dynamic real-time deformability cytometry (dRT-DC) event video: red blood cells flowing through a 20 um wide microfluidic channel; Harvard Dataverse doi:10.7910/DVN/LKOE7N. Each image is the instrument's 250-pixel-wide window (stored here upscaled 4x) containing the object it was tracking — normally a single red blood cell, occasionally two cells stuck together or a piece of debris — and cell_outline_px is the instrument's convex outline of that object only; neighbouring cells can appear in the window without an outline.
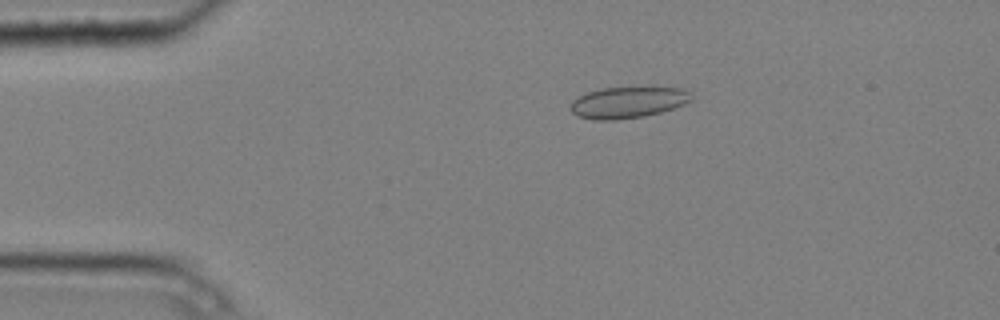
{"species": "common noctule bat (a hibernating species)", "species_latin": "Nyctalus noctula", "temperature_condition": "cold", "stored_images_in_passage": 7, "camera_frame_rate_fps": 3000, "um_per_image_px": 0.085, "animal": {"sex": "male", "body_mass_g": 20.4}, "frame": {"image": 1, "passage_image": 1, "time_ms": 0.0, "image_size_px": [1000, 320], "cell_outline_px": [[692, 100], [684, 104], [660, 112], [644, 116], [616, 120], [592, 120], [576, 116], [568, 108], [572, 100], [588, 92], [600, 88], [652, 84], [684, 88], [692, 92]], "centroid_in_image_um": [53.42, 8.64], "position_along_channel_um": 31.6, "area_um2": 23.29}}
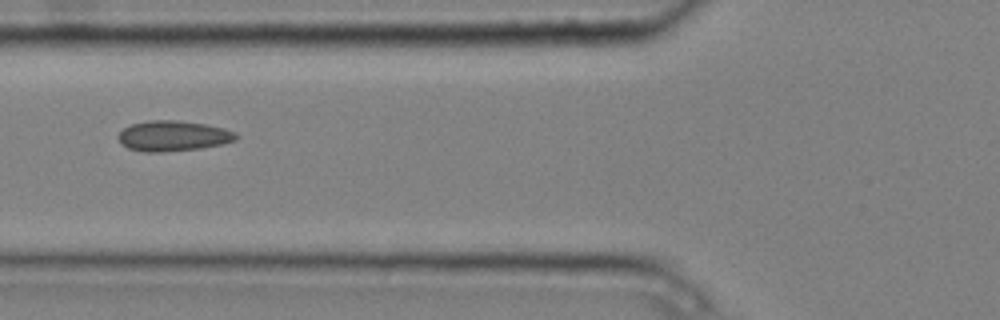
{"frame": {"image": 2, "passage_image": 4, "time_ms": 1.0, "image_size_px": [1000, 320], "cell_outline_px": [[240, 136], [236, 140], [224, 144], [200, 148], [160, 152], [144, 152], [128, 148], [120, 144], [116, 136], [124, 128], [132, 124], [148, 120], [176, 120], [204, 124], [224, 128], [236, 132]], "centroid_in_image_um": [14.72, 11.55], "position_along_channel_um": 111.1, "area_um2": 21.04}}
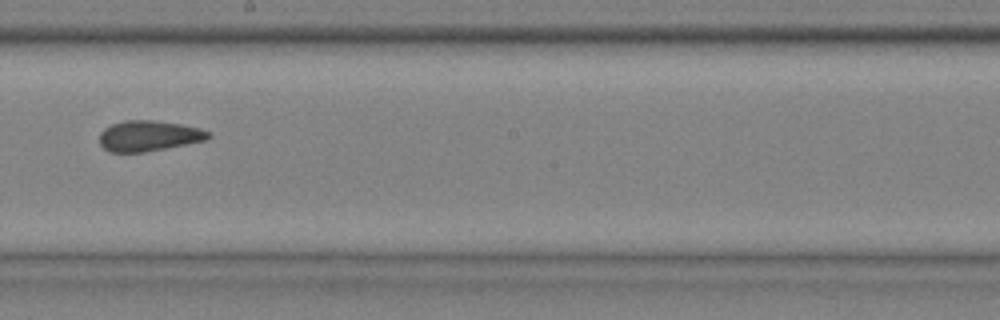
{"frame": {"image": 3, "passage_image": 7, "time_ms": 2.0, "image_size_px": [1000, 320], "cell_outline_px": [[212, 136], [208, 140], [144, 152], [108, 152], [100, 144], [100, 132], [104, 128], [112, 124], [124, 120], [152, 120], [180, 124], [200, 128], [212, 132]], "centroid_in_image_um": [12.67, 11.55], "position_along_channel_um": 235.5, "area_um2": 19.54}}